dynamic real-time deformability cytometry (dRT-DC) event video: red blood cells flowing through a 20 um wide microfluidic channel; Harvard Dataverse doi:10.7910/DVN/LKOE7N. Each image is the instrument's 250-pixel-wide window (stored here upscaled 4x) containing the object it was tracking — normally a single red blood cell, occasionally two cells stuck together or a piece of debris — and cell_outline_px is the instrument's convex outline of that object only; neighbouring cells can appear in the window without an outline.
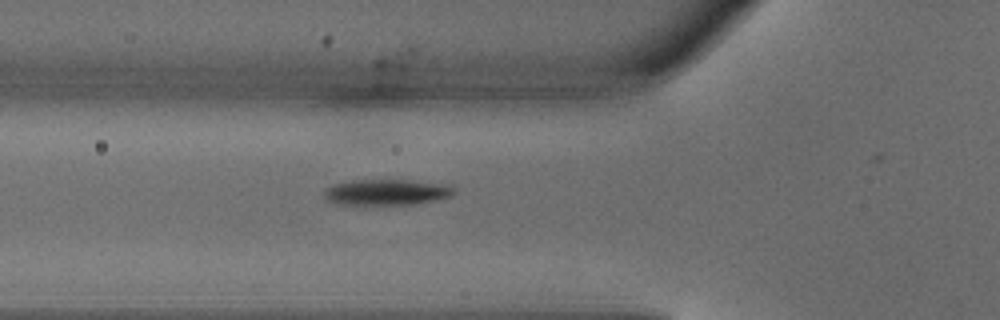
{"species": "common noctule bat (a hibernating species)", "species_latin": "Nyctalus noctula", "temperature_condition": "warm", "stored_images_in_passage": 2, "camera_frame_rate_fps": 3000, "um_per_image_px": 0.085, "animal": {"sex": "male", "body_mass_g": 18.8}, "frame": {"image": 1, "passage_image": 2, "time_ms": 0.333, "image_size_px": [1000, 320], "cell_outline_px": [[456, 192], [452, 196], [436, 200], [416, 204], [340, 204], [328, 200], [324, 196], [324, 188], [332, 184], [356, 180], [408, 180], [440, 184], [456, 188]], "centroid_in_image_um": [32.86, 16.33], "position_along_channel_um": 92.9, "area_um2": 19.42}}